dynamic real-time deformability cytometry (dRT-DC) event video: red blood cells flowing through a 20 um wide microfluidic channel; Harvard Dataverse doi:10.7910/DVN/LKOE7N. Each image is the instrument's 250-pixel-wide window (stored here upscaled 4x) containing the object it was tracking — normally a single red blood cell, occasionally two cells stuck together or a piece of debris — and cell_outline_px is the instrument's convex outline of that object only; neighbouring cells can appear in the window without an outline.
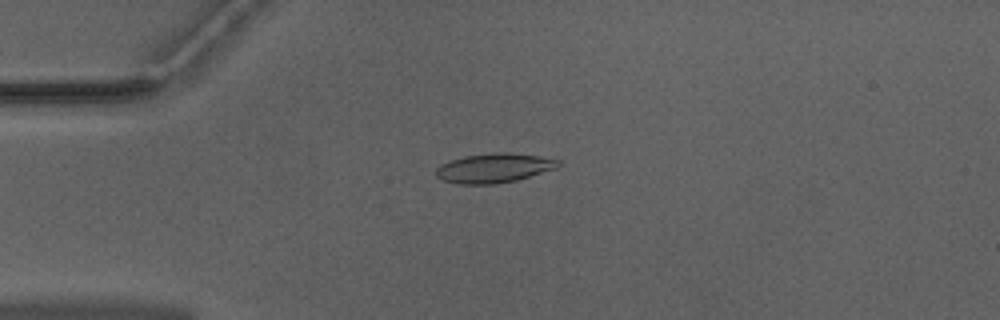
{"species": "Egyptian fruit bat (a non-hibernating species)", "species_latin": "Rousettus aegyptiacus", "temperature_condition": "warm", "stored_images_in_passage": 52, "camera_frame_rate_fps": 3000, "um_per_image_px": 0.085, "animal": {"sex": "male"}, "frame": {"image": 1, "passage_image": 13, "time_ms": 4.0, "image_size_px": [1000, 320], "cell_outline_px": [[560, 164], [556, 168], [516, 180], [496, 184], [460, 184], [444, 180], [436, 176], [436, 168], [440, 164], [464, 156], [492, 152], [504, 152], [540, 156], [560, 160]], "centroid_in_image_um": [41.98, 14.27], "position_along_channel_um": 43.0, "area_um2": 20.81}}
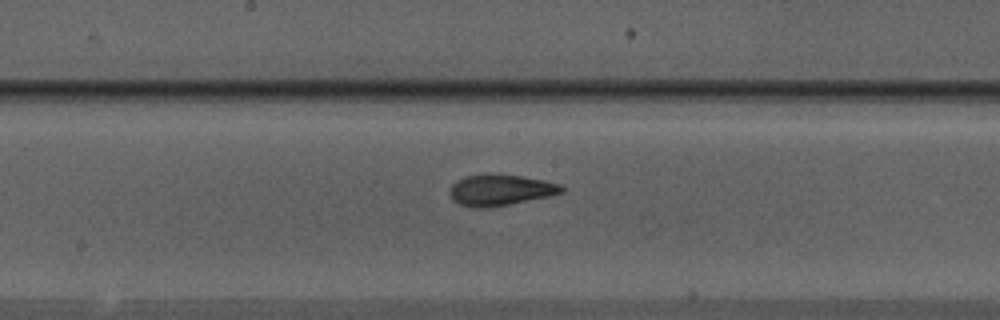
{"frame": {"image": 2, "passage_image": 27, "time_ms": 8.667, "image_size_px": [1000, 320], "cell_outline_px": [[564, 192], [548, 196], [488, 208], [476, 208], [460, 204], [452, 200], [448, 192], [452, 184], [456, 180], [464, 176], [520, 176], [544, 180], [560, 184], [564, 188]], "centroid_in_image_um": [42.5, 16.18], "position_along_channel_um": 205.7, "area_um2": 19.71}}
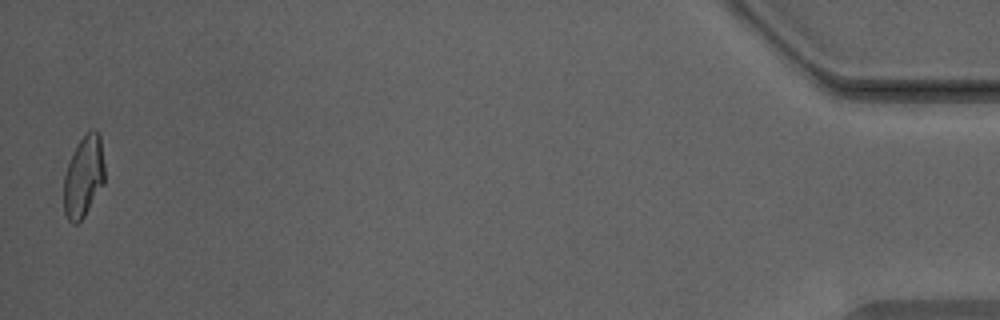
{"frame": {"image": 3, "passage_image": 51, "time_ms": 16.667, "image_size_px": [1000, 320], "cell_outline_px": [[104, 184], [84, 216], [76, 224], [72, 224], [68, 220], [64, 212], [64, 176], [68, 164], [76, 144], [92, 128], [96, 128], [100, 136], [104, 164]], "centroid_in_image_um": [7.11, 15.0], "position_along_channel_um": 428.1, "area_um2": 19.36}, "authors_computed_cell_mechanics": {"area_um2": 19.8543, "velocity_mm_per_s": 3.9848, "shape_relaxation_time_tau1_ms": null, "shape_relaxation_time_tau2_ms": 1.4389, "deformation_change_tau1": null, "deformation_change_tau2": 0.0908}}